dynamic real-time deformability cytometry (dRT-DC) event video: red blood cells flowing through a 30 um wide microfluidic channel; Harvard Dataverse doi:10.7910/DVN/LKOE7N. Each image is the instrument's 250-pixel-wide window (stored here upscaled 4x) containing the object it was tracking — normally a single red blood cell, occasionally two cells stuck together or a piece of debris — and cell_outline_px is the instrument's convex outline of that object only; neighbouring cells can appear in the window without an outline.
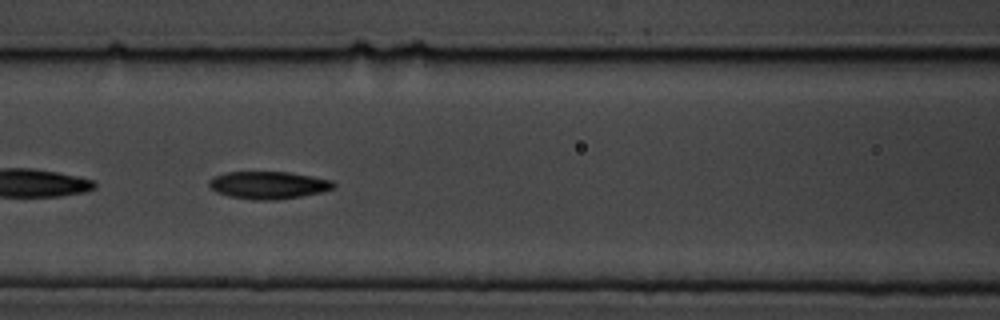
{"species": "common noctule bat (a hibernating species)", "species_latin": "Nyctalus noctula", "temperature_condition": "cold", "stored_images_in_passage": 9, "camera_frame_rate_fps": 3000, "um_per_image_px": 0.085, "animal": {"sex": "male", "body_mass_g": 19.5, "forearm_length_mm": 54.6}, "frame": {"image": 1, "passage_image": 6, "time_ms": 5.667, "image_size_px": [1000, 320], "cell_outline_px": [[336, 184], [332, 188], [320, 192], [300, 196], [276, 200], [252, 200], [228, 196], [216, 192], [208, 184], [208, 180], [212, 176], [224, 172], [288, 172], [312, 176], [332, 180]], "centroid_in_image_um": [22.76, 15.73], "position_along_channel_um": 143.8, "area_um2": 20.0}}
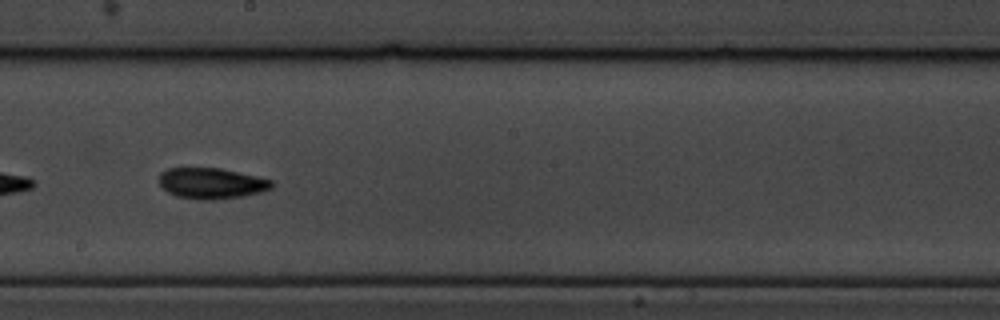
{"frame": {"image": 2, "passage_image": 8, "time_ms": 8.0, "image_size_px": [1000, 320], "cell_outline_px": [[272, 188], [260, 192], [244, 196], [216, 200], [200, 200], [176, 196], [168, 192], [160, 184], [160, 172], [168, 168], [220, 168], [256, 176], [272, 180]], "centroid_in_image_um": [17.97, 15.59], "position_along_channel_um": 230.2, "area_um2": 20.23}}
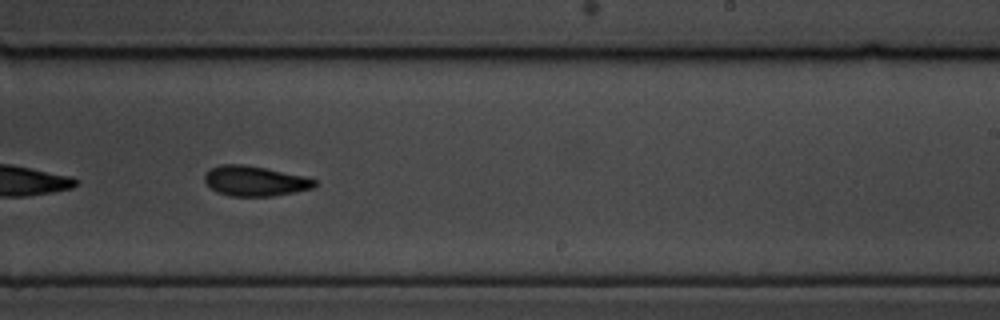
{"frame": {"image": 3, "passage_image": 9, "time_ms": 9.0, "image_size_px": [1000, 320], "cell_outline_px": [[316, 184], [312, 188], [272, 196], [228, 196], [216, 192], [204, 180], [204, 176], [212, 168], [220, 164], [244, 164], [304, 176], [316, 180]], "centroid_in_image_um": [21.64, 15.39], "position_along_channel_um": 267.4, "area_um2": 19.02}}